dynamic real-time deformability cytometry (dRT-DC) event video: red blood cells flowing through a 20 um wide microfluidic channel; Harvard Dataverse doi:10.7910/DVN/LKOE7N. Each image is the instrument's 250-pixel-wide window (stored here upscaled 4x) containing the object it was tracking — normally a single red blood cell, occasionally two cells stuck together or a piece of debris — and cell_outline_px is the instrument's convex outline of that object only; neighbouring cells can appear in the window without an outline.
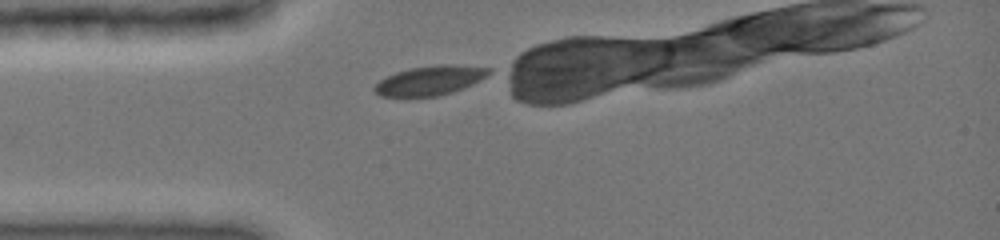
{"species": "common noctule bat (a hibernating species)", "species_latin": "Nyctalus noctula", "temperature_condition": "cold", "stored_images_in_passage": 22, "camera_frame_rate_fps": 3000, "um_per_image_px": 0.085, "animal": {"sex": "female", "body_mass_g": 19.0, "forearm_length_mm": 51.5}, "frame": {"image": 1, "passage_image": 1, "time_ms": 0.0, "image_size_px": [1000, 240], "cell_outline_px": [[492, 72], [472, 84], [452, 92], [436, 96], [380, 96], [372, 88], [380, 80], [396, 72], [412, 68], [444, 64], [448, 64], [492, 68]], "centroid_in_image_um": [36.56, 6.84], "position_along_channel_um": 48.4, "area_um2": 19.19}}
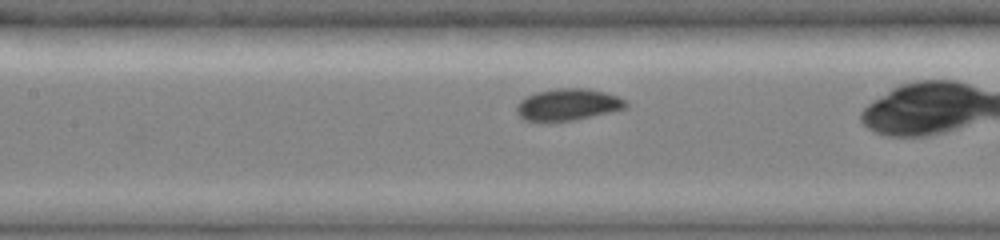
{"frame": {"image": 2, "passage_image": 10, "time_ms": 3.0, "image_size_px": [1000, 240], "cell_outline_px": [[628, 108], [576, 120], [548, 124], [524, 120], [516, 112], [516, 104], [520, 100], [536, 92], [556, 88], [588, 88], [604, 92], [616, 96], [624, 100], [628, 104]], "centroid_in_image_um": [48.23, 8.93], "position_along_channel_um": 159.2, "area_um2": 20.81}}
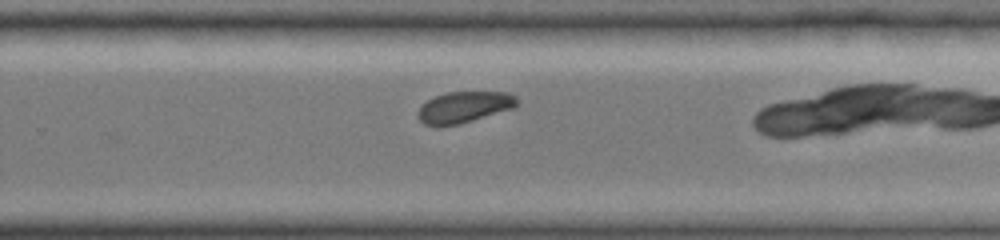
{"frame": {"image": 3, "passage_image": 20, "time_ms": 6.333, "image_size_px": [1000, 240], "cell_outline_px": [[516, 104], [512, 108], [460, 124], [424, 124], [416, 116], [416, 112], [428, 100], [436, 96], [448, 92], [508, 92], [516, 96]], "centroid_in_image_um": [39.44, 9.08], "position_along_channel_um": 290.4, "area_um2": 17.51}}